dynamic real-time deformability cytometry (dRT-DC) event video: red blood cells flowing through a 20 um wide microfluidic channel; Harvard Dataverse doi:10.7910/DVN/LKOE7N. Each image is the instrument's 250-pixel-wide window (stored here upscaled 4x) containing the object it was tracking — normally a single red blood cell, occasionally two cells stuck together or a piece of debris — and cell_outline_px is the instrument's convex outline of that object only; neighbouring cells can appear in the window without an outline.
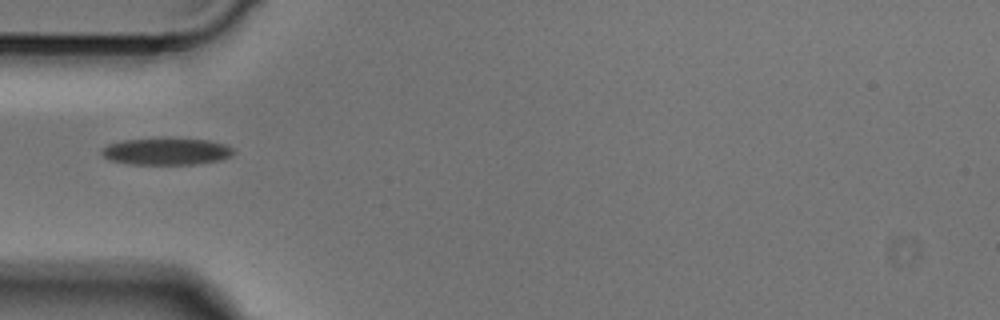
{"species": "Egyptian fruit bat (a non-hibernating species)", "species_latin": "Rousettus aegyptiacus", "temperature_condition": "cold", "stored_images_in_passage": 35, "camera_frame_rate_fps": 3000, "um_per_image_px": 0.085, "animal": {"sex": "male"}, "frame": {"image": 1, "passage_image": 1, "time_ms": 0.0, "image_size_px": [1000, 320], "cell_outline_px": [[236, 152], [232, 156], [220, 160], [196, 164], [128, 164], [108, 160], [100, 152], [100, 148], [108, 144], [124, 140], [208, 140], [224, 144], [232, 148]], "centroid_in_image_um": [14.13, 12.9], "position_along_channel_um": 70.9, "area_um2": 20.23}}
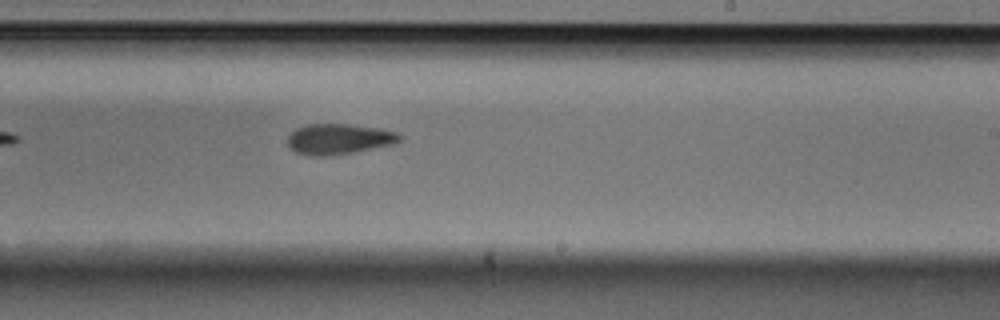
{"frame": {"image": 2, "passage_image": 15, "time_ms": 4.667, "image_size_px": [1000, 320], "cell_outline_px": [[404, 136], [396, 144], [356, 152], [320, 156], [312, 156], [296, 152], [288, 144], [288, 136], [296, 128], [308, 124], [348, 124], [380, 128], [396, 132]], "centroid_in_image_um": [28.86, 11.81], "position_along_channel_um": 260.1, "area_um2": 20.0}}
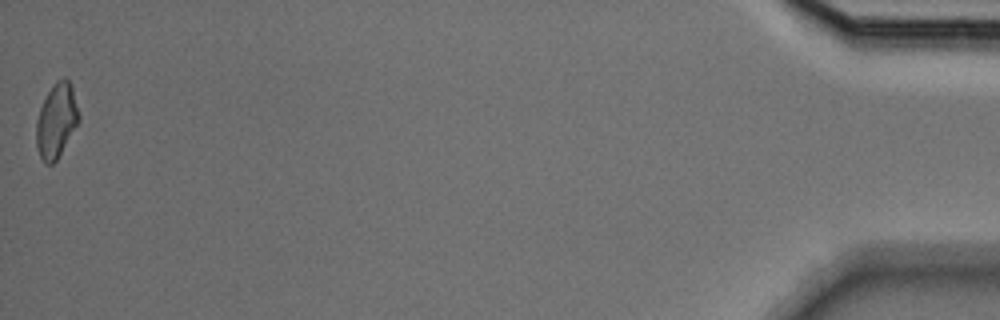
{"frame": {"image": 3, "passage_image": 35, "time_ms": 11.333, "image_size_px": [1000, 320], "cell_outline_px": [[80, 120], [56, 160], [52, 164], [44, 164], [40, 156], [36, 144], [36, 120], [40, 108], [48, 92], [56, 80], [64, 76], [72, 84], [80, 116]], "centroid_in_image_um": [4.8, 10.23], "position_along_channel_um": 430.4, "area_um2": 18.44}}